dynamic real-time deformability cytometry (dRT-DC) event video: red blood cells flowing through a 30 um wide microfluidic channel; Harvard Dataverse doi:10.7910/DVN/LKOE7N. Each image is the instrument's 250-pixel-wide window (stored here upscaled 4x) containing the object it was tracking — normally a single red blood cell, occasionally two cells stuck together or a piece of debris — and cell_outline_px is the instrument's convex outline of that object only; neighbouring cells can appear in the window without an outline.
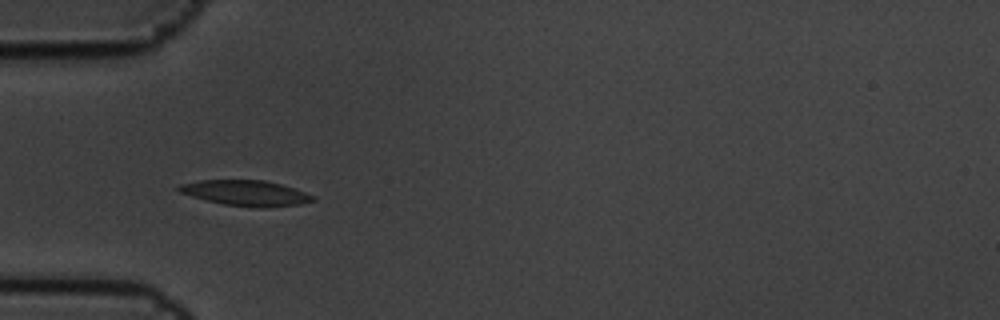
{"species": "common noctule bat (a hibernating species)", "species_latin": "Nyctalus noctula", "temperature_condition": "cold", "stored_images_in_passage": 3, "camera_frame_rate_fps": 3000, "um_per_image_px": 0.085, "animal": {"sex": "male", "body_mass_g": 19.5, "forearm_length_mm": 54.6}, "frame": {"image": 1, "passage_image": 2, "time_ms": 0.333, "image_size_px": [1000, 320], "cell_outline_px": [[316, 200], [300, 204], [264, 208], [260, 208], [224, 204], [192, 196], [180, 192], [176, 188], [180, 184], [200, 180], [264, 180], [280, 184], [316, 196]], "centroid_in_image_um": [20.92, 16.41], "position_along_channel_um": 64.1, "area_um2": 19.71}}
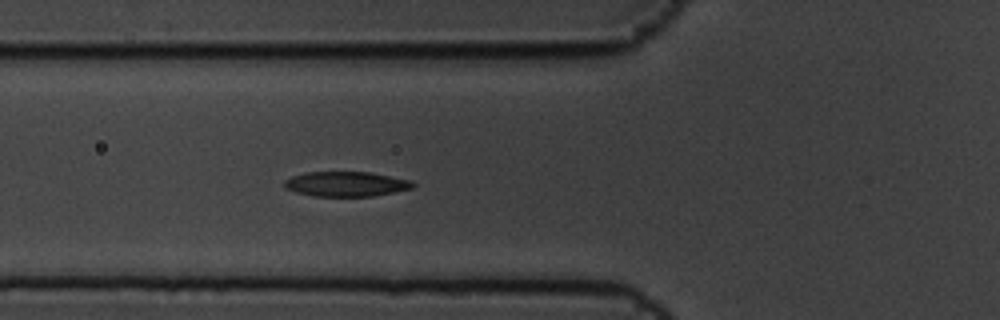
{"frame": {"image": 2, "passage_image": 3, "time_ms": 0.667, "image_size_px": [1000, 320], "cell_outline_px": [[416, 184], [412, 188], [372, 196], [312, 196], [296, 192], [284, 188], [284, 180], [292, 176], [304, 172], [368, 172], [412, 180]], "centroid_in_image_um": [29.39, 15.64], "position_along_channel_um": 96.4, "area_um2": 18.61}}